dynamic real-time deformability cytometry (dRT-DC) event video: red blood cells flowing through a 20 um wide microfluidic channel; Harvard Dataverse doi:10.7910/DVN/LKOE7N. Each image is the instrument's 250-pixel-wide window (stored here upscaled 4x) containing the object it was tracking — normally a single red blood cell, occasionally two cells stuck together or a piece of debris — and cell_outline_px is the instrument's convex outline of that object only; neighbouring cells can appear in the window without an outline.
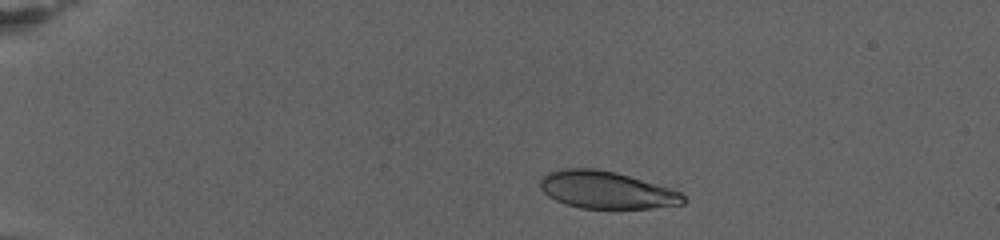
{"species": "human", "species_latin": "Homo sapiens", "temperature_condition": "warm", "stored_images_in_passage": 36, "camera_frame_rate_fps": 3000, "um_per_image_px": 0.085, "donor": {"sex": "female"}, "frame": {"image": 1, "passage_image": 3, "time_ms": 2.0, "image_size_px": [1000, 240], "cell_outline_px": [[688, 200], [684, 204], [652, 208], [580, 208], [564, 204], [548, 196], [540, 188], [540, 180], [548, 172], [564, 168], [592, 168], [612, 172], [628, 176], [672, 188], [680, 192]], "centroid_in_image_um": [51.55, 16.16], "position_along_channel_um": 33.4, "area_um2": 31.04}}
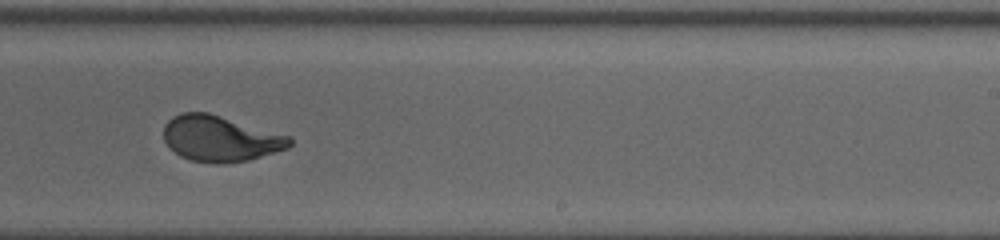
{"frame": {"image": 2, "passage_image": 17, "time_ms": 14.0, "image_size_px": [1000, 240], "cell_outline_px": [[292, 144], [288, 148], [248, 160], [224, 164], [216, 164], [192, 160], [180, 156], [168, 148], [164, 140], [164, 124], [172, 116], [180, 112], [208, 112], [292, 136]], "centroid_in_image_um": [18.71, 11.77], "position_along_channel_um": 270.3, "area_um2": 33.99}}
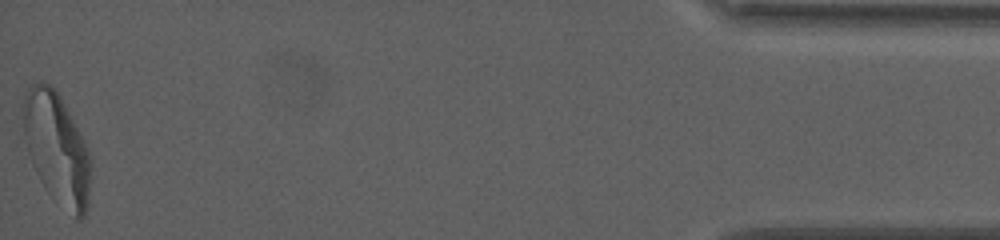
{"frame": {"image": 3, "passage_image": 36, "time_ms": 23.0, "image_size_px": [1000, 240], "cell_outline_px": [[92, 164], [88, 208], [84, 216], [80, 220], [76, 220], [28, 152], [24, 132], [20, 108], [24, 96], [28, 88], [32, 84], [40, 80], [48, 84], [60, 96], [88, 148]], "centroid_in_image_um": [4.87, 12.45], "position_along_channel_um": 430.3, "area_um2": 41.67}, "authors_computed_cell_mechanics": {"area_um2": 34.102, "velocity_mm_per_s": 2.6688, "shape_relaxation_time_tau1_ms": 4.8183, "shape_relaxation_time_tau2_ms": null, "deformation_change_tau1": 0.1914, "deformation_change_tau2": null}}